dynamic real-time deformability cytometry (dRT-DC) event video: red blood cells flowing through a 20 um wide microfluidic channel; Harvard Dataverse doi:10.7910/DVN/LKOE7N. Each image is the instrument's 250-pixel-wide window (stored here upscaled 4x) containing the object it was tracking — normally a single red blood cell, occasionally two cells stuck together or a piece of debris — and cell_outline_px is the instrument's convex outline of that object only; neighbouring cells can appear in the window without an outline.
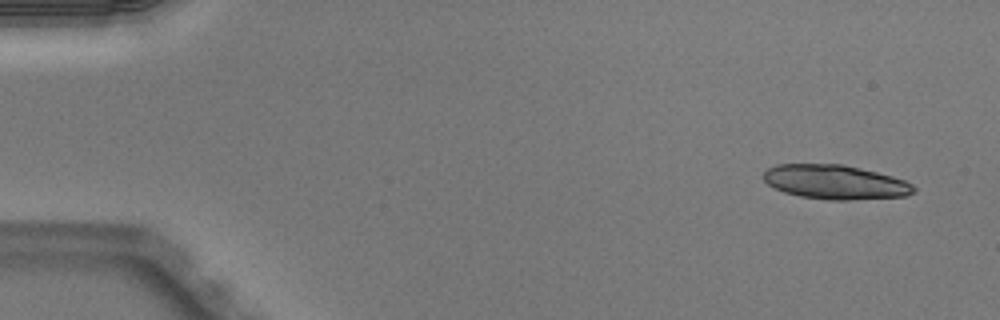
{"species": "Egyptian fruit bat (a non-hibernating species)", "species_latin": "Rousettus aegyptiacus", "temperature_condition": "warm", "stored_images_in_passage": 49, "segment_of_instrument_passage": [1, 2], "camera_frame_rate_fps": 3000, "um_per_image_px": 0.085, "animal": {"sex": "male"}, "frame": {"image": 1, "passage_image": 1, "time_ms": 0.0, "image_size_px": [1000, 320], "cell_outline_px": [[916, 192], [908, 196], [848, 200], [824, 200], [800, 196], [784, 192], [768, 184], [764, 180], [764, 172], [768, 168], [776, 164], [844, 164], [892, 176], [904, 180], [912, 184], [916, 188]], "centroid_in_image_um": [71.02, 15.48], "position_along_channel_um": 14.0, "area_um2": 30.11}}
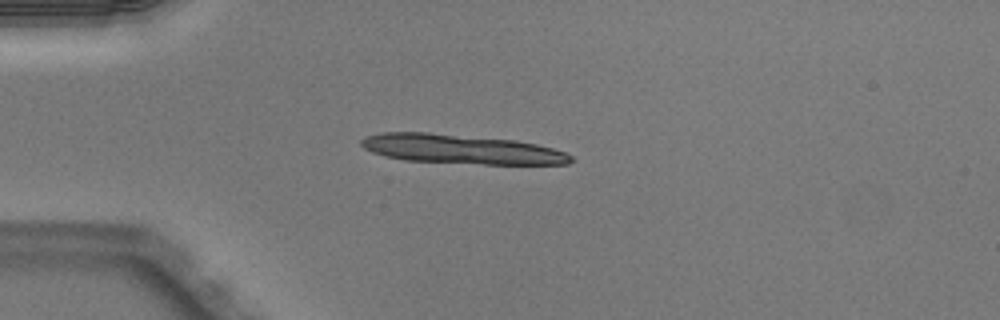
{"frame": {"image": 2, "passage_image": 11, "time_ms": 3.333, "image_size_px": [1000, 320], "cell_outline_px": [[572, 160], [568, 164], [484, 164], [404, 160], [384, 156], [372, 152], [364, 148], [360, 144], [360, 140], [364, 136], [380, 132], [428, 132], [516, 140], [536, 144], [552, 148], [564, 152], [572, 156]], "centroid_in_image_um": [39.16, 12.67], "position_along_channel_um": 45.8, "area_um2": 35.89}}